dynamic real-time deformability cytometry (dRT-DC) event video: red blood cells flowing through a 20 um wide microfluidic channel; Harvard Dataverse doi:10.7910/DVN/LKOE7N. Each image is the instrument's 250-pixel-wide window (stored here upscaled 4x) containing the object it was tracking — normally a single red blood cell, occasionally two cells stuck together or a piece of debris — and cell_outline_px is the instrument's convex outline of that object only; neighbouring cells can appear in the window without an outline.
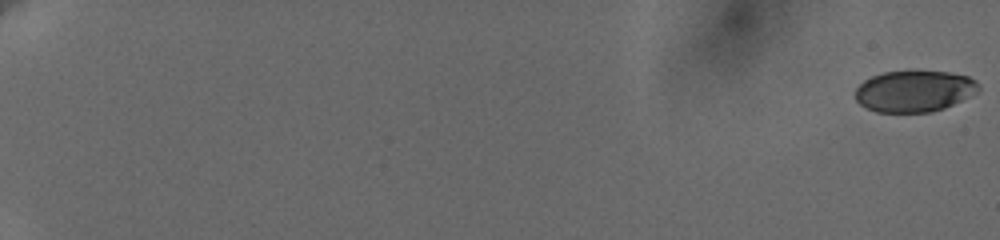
{"species": "human", "species_latin": "Homo sapiens", "temperature_condition": "cold", "stored_images_in_passage": 61, "camera_frame_rate_fps": 3000, "um_per_image_px": 0.085, "donor": {"sex": "female"}, "frame": {"image": 1, "passage_image": 1, "time_ms": 0.0, "image_size_px": [1000, 240], "cell_outline_px": [[980, 88], [976, 92], [944, 108], [932, 112], [876, 112], [860, 104], [856, 100], [856, 88], [864, 80], [872, 76], [884, 72], [948, 72], [968, 76], [976, 80], [980, 84]], "centroid_in_image_um": [77.71, 7.75], "position_along_channel_um": 7.3, "area_um2": 29.36}}
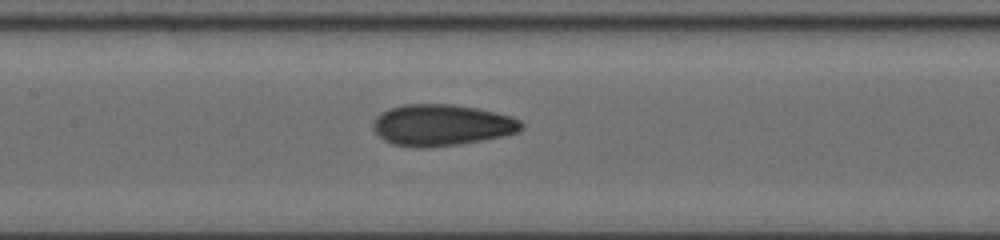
{"frame": {"image": 2, "passage_image": 34, "time_ms": 11.0, "image_size_px": [1000, 240], "cell_outline_px": [[524, 128], [520, 132], [460, 144], [420, 148], [416, 148], [392, 144], [384, 140], [376, 132], [376, 120], [384, 112], [392, 108], [404, 104], [452, 104], [476, 108], [512, 116], [520, 120], [524, 124]], "centroid_in_image_um": [37.62, 10.64], "position_along_channel_um": 169.8, "area_um2": 35.26}}
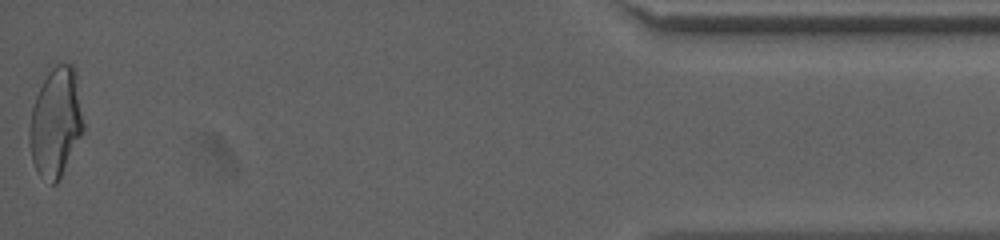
{"frame": {"image": 3, "passage_image": 61, "time_ms": 20.0, "image_size_px": [1000, 240], "cell_outline_px": [[84, 128], [56, 184], [52, 184], [36, 172], [32, 160], [28, 140], [28, 128], [32, 108], [36, 96], [48, 72], [56, 64], [72, 64], [76, 68], [84, 124]], "centroid_in_image_um": [4.73, 10.37], "position_along_channel_um": 430.5, "area_um2": 34.16}, "authors_computed_cell_mechanics": {"area_um2": 33.4084, "velocity_mm_per_s": 3.6551, "shape_relaxation_time_tau1_ms": 11.2435, "shape_relaxation_time_tau2_ms": 1.3167, "deformation_change_tau1": 0.2393, "deformation_change_tau2": 0.0643}}